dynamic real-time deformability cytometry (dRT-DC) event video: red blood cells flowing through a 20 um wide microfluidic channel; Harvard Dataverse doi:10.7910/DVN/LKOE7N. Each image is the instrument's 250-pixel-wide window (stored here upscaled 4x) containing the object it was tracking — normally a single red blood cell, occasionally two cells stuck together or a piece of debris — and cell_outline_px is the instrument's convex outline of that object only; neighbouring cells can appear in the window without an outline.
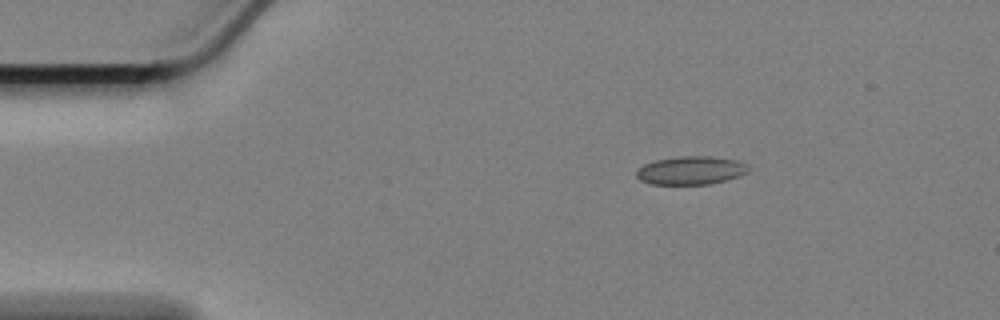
{"species": "Egyptian fruit bat (a non-hibernating species)", "species_latin": "Rousettus aegyptiacus", "temperature_condition": "cold", "stored_images_in_passage": 50, "camera_frame_rate_fps": 3000, "um_per_image_px": 0.085, "animal": {"sex": "female"}, "frame": {"image": 1, "passage_image": 1, "time_ms": 0.0, "image_size_px": [1000, 320], "cell_outline_px": [[748, 168], [740, 176], [708, 184], [652, 184], [640, 180], [636, 176], [636, 172], [644, 164], [656, 160], [680, 156], [712, 156], [736, 160], [744, 164]], "centroid_in_image_um": [58.68, 14.48], "position_along_channel_um": 26.3, "area_um2": 18.15}}
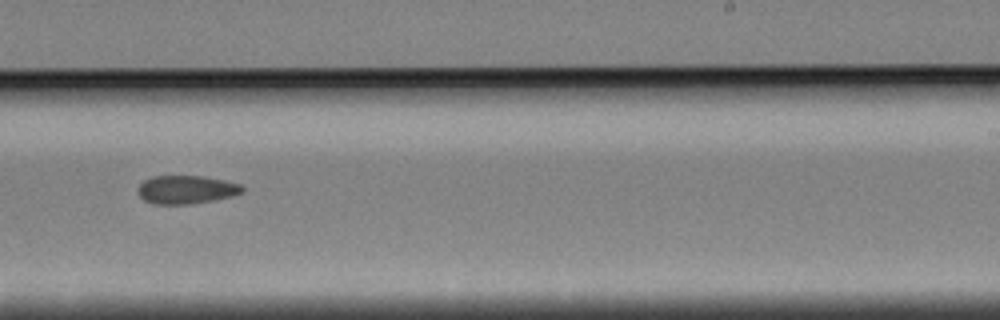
{"frame": {"image": 2, "passage_image": 28, "time_ms": 9.0, "image_size_px": [1000, 320], "cell_outline_px": [[244, 188], [240, 192], [232, 196], [212, 200], [188, 204], [152, 204], [144, 200], [136, 192], [136, 188], [144, 180], [152, 176], [204, 176], [224, 180], [240, 184]], "centroid_in_image_um": [15.77, 16.11], "position_along_channel_um": 273.2, "area_um2": 17.22}}
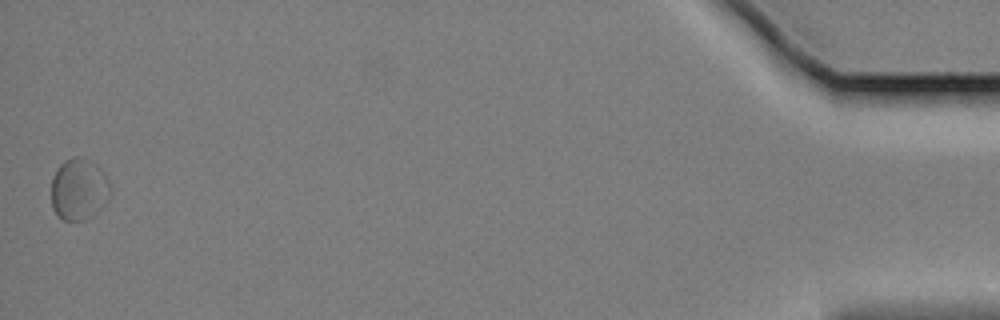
{"frame": {"image": 3, "passage_image": 50, "time_ms": 16.333, "image_size_px": [1000, 320], "cell_outline_px": [[112, 192], [108, 200], [104, 204], [84, 220], [64, 220], [52, 208], [52, 176], [60, 164], [64, 160], [72, 156], [84, 156], [96, 164], [108, 176], [112, 184]], "centroid_in_image_um": [6.74, 16.02], "position_along_channel_um": 428.5, "area_um2": 21.5}, "authors_computed_cell_mechanics": {"area_um2": 17.4845, "velocity_mm_per_s": 3.3718, "shape_relaxation_time_tau1_ms": null, "shape_relaxation_time_tau2_ms": 7.5339, "deformation_change_tau1": null, "deformation_change_tau2": 0.111}}